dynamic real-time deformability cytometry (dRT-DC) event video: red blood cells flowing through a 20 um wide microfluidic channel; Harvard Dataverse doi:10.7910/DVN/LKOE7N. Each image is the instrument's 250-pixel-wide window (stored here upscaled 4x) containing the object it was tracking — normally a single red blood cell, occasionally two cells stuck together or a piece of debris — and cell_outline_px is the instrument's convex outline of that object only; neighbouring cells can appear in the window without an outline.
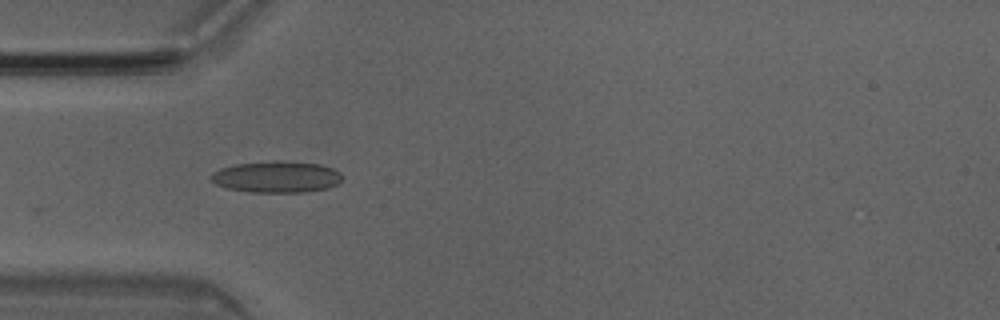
{"species": "Egyptian fruit bat (a non-hibernating species)", "species_latin": "Rousettus aegyptiacus", "temperature_condition": "room temperature", "stored_images_in_passage": 6, "camera_frame_rate_fps": 3000, "um_per_image_px": 0.085, "animal": {"sex": "male"}, "frame": {"image": 1, "passage_image": 1, "time_ms": 0.0, "image_size_px": [1000, 320], "cell_outline_px": [[344, 176], [336, 184], [328, 188], [308, 192], [248, 192], [224, 188], [216, 184], [208, 176], [212, 172], [220, 168], [236, 164], [276, 160], [320, 164], [332, 168], [340, 172]], "centroid_in_image_um": [23.48, 15.04], "position_along_channel_um": 61.5, "area_um2": 24.33}}